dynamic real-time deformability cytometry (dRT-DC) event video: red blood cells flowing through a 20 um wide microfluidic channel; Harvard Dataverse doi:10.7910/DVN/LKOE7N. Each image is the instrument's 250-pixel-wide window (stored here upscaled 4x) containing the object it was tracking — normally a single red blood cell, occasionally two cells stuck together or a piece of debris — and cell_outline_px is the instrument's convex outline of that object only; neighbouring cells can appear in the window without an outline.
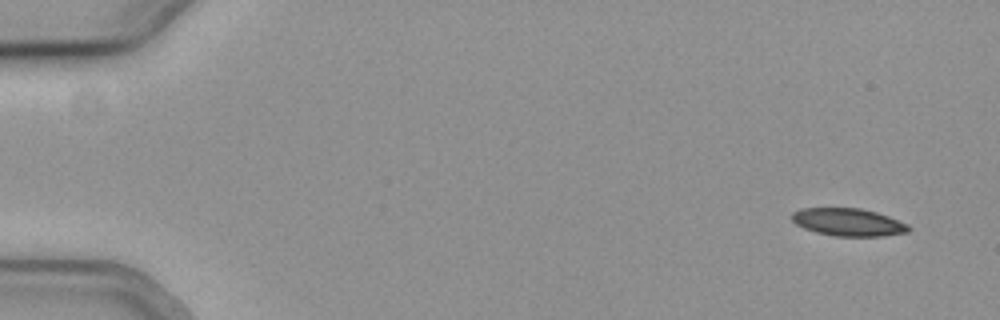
{"species": "common noctule bat (a hibernating species)", "species_latin": "Nyctalus noctula", "temperature_condition": "cold", "stored_images_in_passage": 53, "camera_frame_rate_fps": 3000, "um_per_image_px": 0.085, "animal": {"sex": "female", "body_mass_g": 19.3, "forearm_length_mm": 54.1}, "frame": {"image": 1, "passage_image": 1, "time_ms": 0.0, "image_size_px": [1000, 320], "cell_outline_px": [[912, 228], [908, 232], [884, 236], [836, 236], [816, 232], [804, 228], [796, 224], [792, 220], [792, 212], [800, 208], [860, 208], [876, 212], [888, 216], [908, 224]], "centroid_in_image_um": [72.11, 18.88], "position_along_channel_um": 12.9, "area_um2": 18.84}}
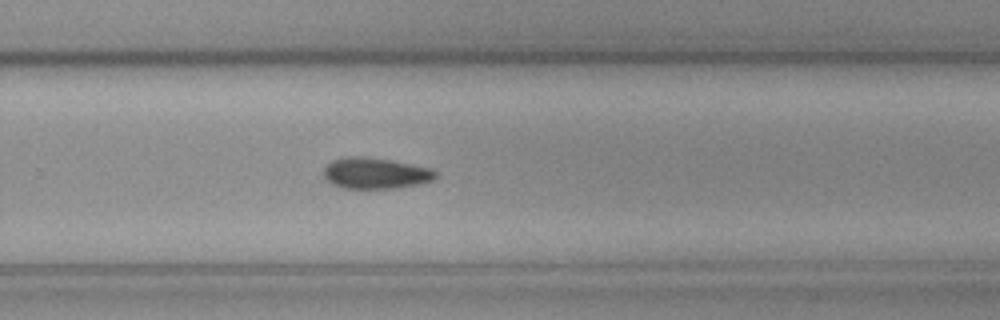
{"frame": {"image": 2, "passage_image": 35, "time_ms": 11.333, "image_size_px": [1000, 320], "cell_outline_px": [[436, 176], [432, 180], [416, 184], [396, 188], [340, 188], [332, 184], [324, 176], [324, 168], [332, 160], [344, 156], [364, 156], [388, 160], [428, 168], [436, 172]], "centroid_in_image_um": [31.84, 14.72], "position_along_channel_um": 298.0, "area_um2": 19.94}}
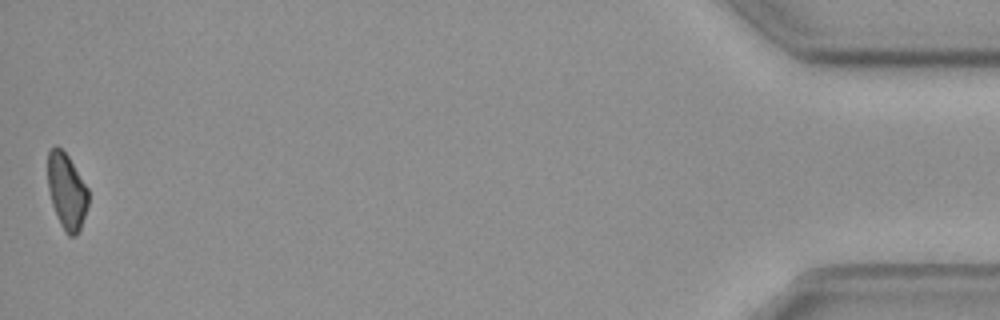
{"frame": {"image": 3, "passage_image": 53, "time_ms": 17.333, "image_size_px": [1000, 320], "cell_outline_px": [[88, 204], [80, 228], [76, 236], [68, 236], [64, 232], [60, 224], [52, 204], [48, 188], [48, 152], [56, 144], [68, 156], [88, 188]], "centroid_in_image_um": [5.66, 16.27], "position_along_channel_um": 429.5, "area_um2": 17.8}, "authors_computed_cell_mechanics": {"area_um2": 20.1144, "velocity_mm_per_s": 3.7819, "shape_relaxation_time_tau1_ms": 6.9422, "shape_relaxation_time_tau2_ms": null, "deformation_change_tau1": 0.1113, "deformation_change_tau2": null}}